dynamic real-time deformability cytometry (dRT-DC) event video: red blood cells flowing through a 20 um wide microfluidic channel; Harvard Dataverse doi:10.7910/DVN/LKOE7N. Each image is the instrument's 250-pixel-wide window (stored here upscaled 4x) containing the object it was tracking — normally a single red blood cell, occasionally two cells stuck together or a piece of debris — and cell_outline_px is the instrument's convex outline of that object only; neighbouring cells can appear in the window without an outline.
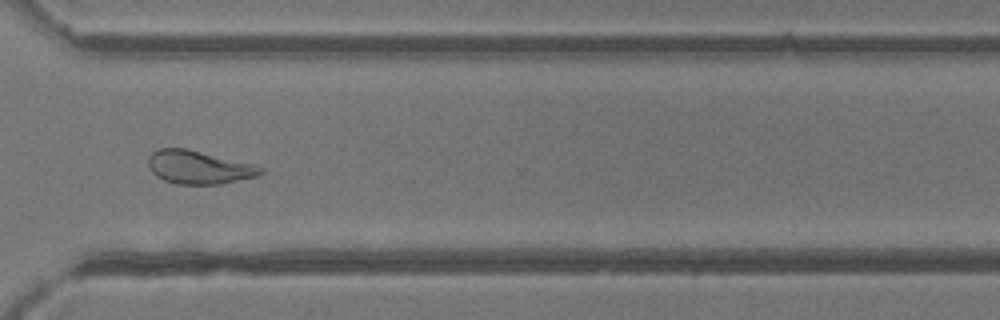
{"species": "common noctule bat (a hibernating species)", "species_latin": "Nyctalus noctula", "temperature_condition": "room temperature", "stored_images_in_passage": 48, "camera_frame_rate_fps": 3000, "um_per_image_px": 0.085, "animal": {"sex": "female"}, "frame": {"image": 1, "passage_image": 35, "time_ms": 11.333, "image_size_px": [1000, 320], "cell_outline_px": [[264, 172], [256, 176], [220, 184], [176, 184], [164, 180], [156, 176], [152, 172], [148, 164], [148, 156], [152, 152], [160, 148], [188, 148], [252, 164], [264, 168]], "centroid_in_image_um": [16.87, 14.21], "position_along_channel_um": 353.7, "area_um2": 21.73}, "authors_computed_cell_mechanics": {"area_um2": 23.6691, "velocity_mm_per_s": 4.215, "shape_relaxation_time_tau1_ms": null, "shape_relaxation_time_tau2_ms": 1.9582, "deformation_change_tau1": null, "deformation_change_tau2": 0.0908}}